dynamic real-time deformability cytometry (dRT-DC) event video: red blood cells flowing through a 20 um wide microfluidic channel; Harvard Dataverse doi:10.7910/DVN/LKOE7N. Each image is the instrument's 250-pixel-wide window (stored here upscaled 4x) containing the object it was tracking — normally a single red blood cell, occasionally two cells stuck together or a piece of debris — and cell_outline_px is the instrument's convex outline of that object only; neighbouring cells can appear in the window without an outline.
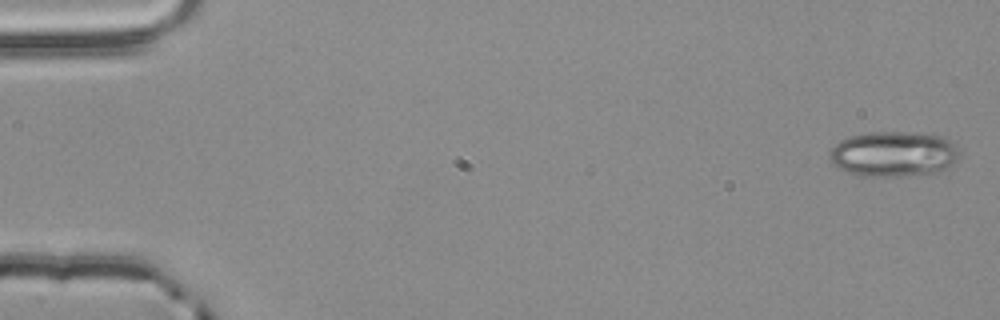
{"species": "common noctule bat (a hibernating species)", "species_latin": "Nyctalus noctula", "temperature_condition": "room temperature", "stored_images_in_passage": 4, "segment_of_instrument_passage": [1, 2], "camera_frame_rate_fps": 3000, "um_per_image_px": 0.085, "animal": {"sex": "male", "body_mass_g": 20.4}, "frame": {"image": 1, "passage_image": 1, "time_ms": 0.0, "image_size_px": [1000, 320], "cell_outline_px": [[960, 152], [956, 160], [952, 164], [936, 172], [900, 176], [864, 176], [848, 172], [832, 164], [828, 156], [832, 148], [840, 140], [848, 136], [872, 132], [900, 132], [944, 136]], "centroid_in_image_um": [75.91, 13.09], "position_along_channel_um": 9.1, "area_um2": 33.93}}